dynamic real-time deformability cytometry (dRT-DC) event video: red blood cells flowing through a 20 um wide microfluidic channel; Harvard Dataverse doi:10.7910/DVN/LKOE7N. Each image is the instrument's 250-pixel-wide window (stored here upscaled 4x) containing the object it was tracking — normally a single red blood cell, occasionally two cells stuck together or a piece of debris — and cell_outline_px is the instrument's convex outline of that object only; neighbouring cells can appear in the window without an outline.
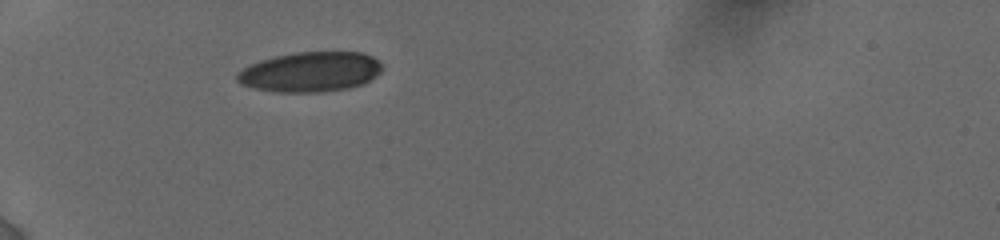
{"species": "human", "species_latin": "Homo sapiens", "temperature_condition": "cold", "stored_images_in_passage": 23, "camera_frame_rate_fps": 3000, "um_per_image_px": 0.085, "donor": {"sex": "female"}, "frame": {"image": 1, "passage_image": 1, "time_ms": 0.0, "image_size_px": [1000, 240], "cell_outline_px": [[380, 72], [364, 84], [348, 88], [320, 92], [276, 92], [256, 88], [240, 84], [236, 80], [236, 76], [244, 68], [260, 60], [292, 52], [360, 52], [372, 56], [380, 60]], "centroid_in_image_um": [26.39, 6.11], "position_along_channel_um": 58.6, "area_um2": 33.64}}
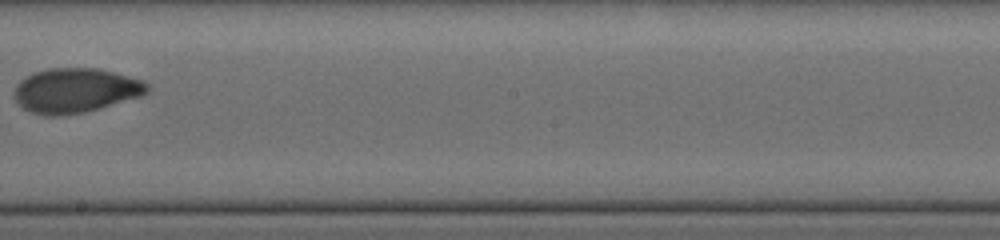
{"frame": {"image": 2, "passage_image": 9, "time_ms": 5.333, "image_size_px": [1000, 240], "cell_outline_px": [[152, 88], [148, 92], [140, 96], [84, 112], [56, 116], [44, 116], [32, 112], [24, 108], [12, 96], [12, 92], [16, 84], [20, 80], [32, 72], [48, 68], [100, 68], [144, 80]], "centroid_in_image_um": [6.4, 7.67], "position_along_channel_um": 241.8, "area_um2": 34.8}}
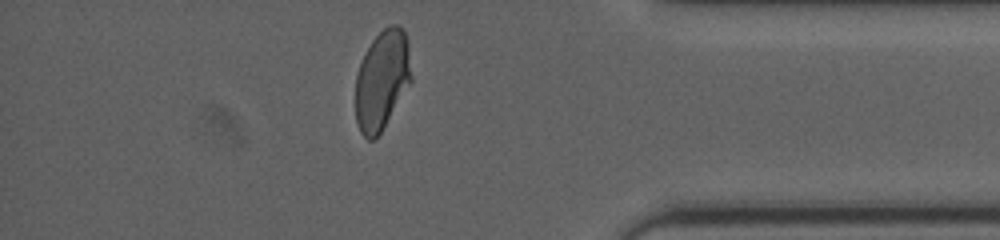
{"frame": {"image": 3, "passage_image": 16, "time_ms": 10.0, "image_size_px": [1000, 240], "cell_outline_px": [[412, 80], [380, 132], [372, 140], [368, 140], [360, 132], [356, 120], [356, 76], [360, 64], [372, 40], [388, 24], [400, 24], [404, 28], [408, 44], [412, 76]], "centroid_in_image_um": [32.48, 6.76], "position_along_channel_um": 402.7, "area_um2": 32.08}, "authors_computed_cell_mechanics": {"area_um2": 33.4662, "velocity_mm_per_s": 3.8401, "shape_relaxation_time_tau1_ms": 6.9333, "shape_relaxation_time_tau2_ms": 1.5623, "deformation_change_tau1": 0.1784, "deformation_change_tau2": 0.046}}